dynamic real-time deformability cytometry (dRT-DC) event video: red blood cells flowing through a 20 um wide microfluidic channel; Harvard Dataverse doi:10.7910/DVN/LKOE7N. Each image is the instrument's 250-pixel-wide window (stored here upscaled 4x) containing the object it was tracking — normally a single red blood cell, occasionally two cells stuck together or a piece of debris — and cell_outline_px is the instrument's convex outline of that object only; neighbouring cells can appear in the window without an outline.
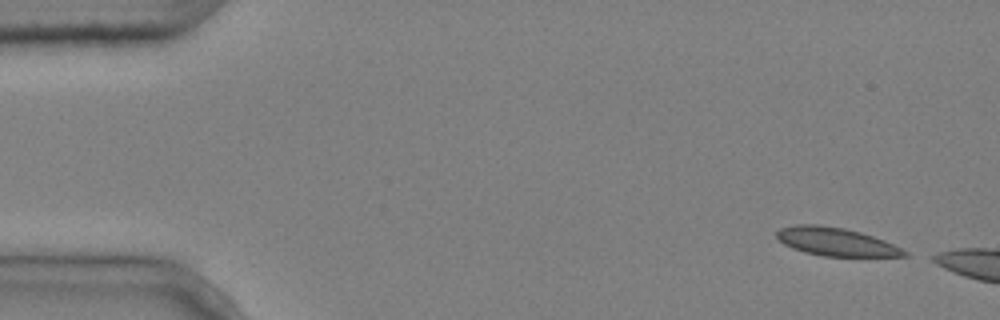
{"species": "common noctule bat (a hibernating species)", "species_latin": "Nyctalus noctula", "temperature_condition": "cold", "stored_images_in_passage": 3, "camera_frame_rate_fps": 3000, "um_per_image_px": 0.085, "animal": {"sex": "male", "body_mass_g": 20.4}, "frame": {"image": 1, "passage_image": 1, "time_ms": 0.0, "image_size_px": [1000, 320], "cell_outline_px": [[908, 256], [824, 256], [804, 252], [792, 248], [784, 244], [776, 236], [776, 232], [780, 228], [796, 224], [816, 224], [844, 228], [860, 232], [884, 240], [908, 252]], "centroid_in_image_um": [71.02, 20.54], "position_along_channel_um": 14.0, "area_um2": 20.81}}